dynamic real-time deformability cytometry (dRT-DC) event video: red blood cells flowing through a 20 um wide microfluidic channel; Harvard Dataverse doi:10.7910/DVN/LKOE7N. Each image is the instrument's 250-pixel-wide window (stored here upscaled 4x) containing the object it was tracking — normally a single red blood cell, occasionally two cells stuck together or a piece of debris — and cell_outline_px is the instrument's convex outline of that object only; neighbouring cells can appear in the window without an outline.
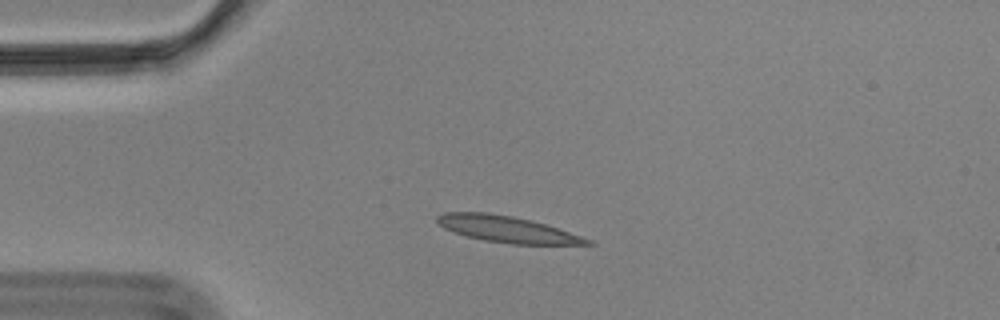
{"species": "Egyptian fruit bat (a non-hibernating species)", "species_latin": "Rousettus aegyptiacus", "temperature_condition": "cold", "stored_images_in_passage": 36, "camera_frame_rate_fps": 3000, "um_per_image_px": 0.085, "animal": {"sex": "male"}, "frame": {"image": 1, "passage_image": 1, "time_ms": 0.0, "image_size_px": [1000, 320], "cell_outline_px": [[596, 244], [512, 244], [484, 240], [452, 232], [444, 228], [436, 220], [436, 216], [444, 212], [488, 212], [512, 216], [544, 224], [592, 240]], "centroid_in_image_um": [43.04, 19.48], "position_along_channel_um": 42.0, "area_um2": 22.66}}
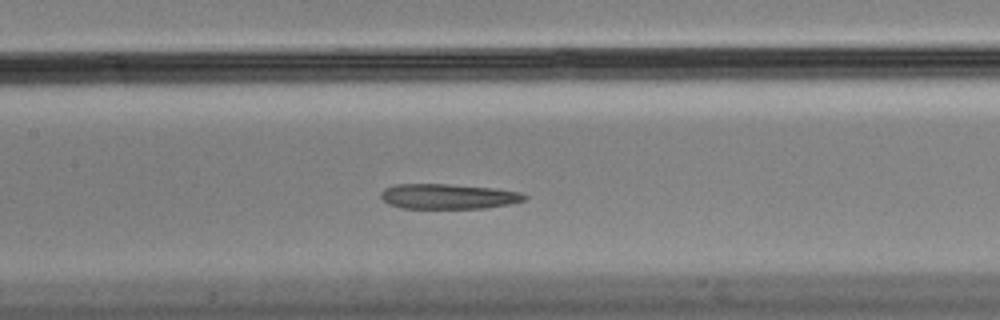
{"frame": {"image": 2, "passage_image": 14, "time_ms": 4.333, "image_size_px": [1000, 320], "cell_outline_px": [[528, 200], [508, 204], [484, 208], [404, 208], [388, 204], [380, 196], [380, 192], [384, 188], [396, 184], [448, 184], [492, 188], [520, 192], [528, 196]], "centroid_in_image_um": [38.09, 16.69], "position_along_channel_um": 169.3, "area_um2": 20.98}}
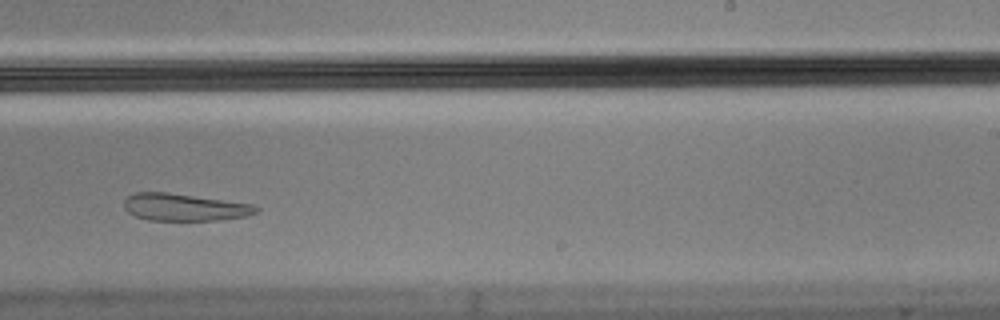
{"frame": {"image": 3, "passage_image": 23, "time_ms": 7.333, "image_size_px": [1000, 320], "cell_outline_px": [[260, 208], [256, 212], [244, 216], [220, 220], [148, 220], [136, 216], [128, 212], [124, 208], [124, 200], [132, 192], [168, 192], [252, 204]], "centroid_in_image_um": [15.63, 17.61], "position_along_channel_um": 273.4, "area_um2": 20.87}, "authors_computed_cell_mechanics": {"area_um2": 22.7732, "velocity_mm_per_s": 3.4789, "shape_relaxation_time_tau1_ms": null, "shape_relaxation_time_tau2_ms": 4.9753, "deformation_change_tau1": null, "deformation_change_tau2": 0.1254}}